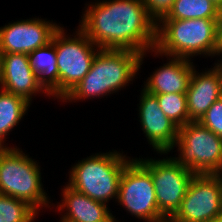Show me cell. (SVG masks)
Returning <instances> with one entry per match:
<instances>
[{"label":"cell","instance_id":"24","mask_svg":"<svg viewBox=\"0 0 222 222\" xmlns=\"http://www.w3.org/2000/svg\"><path fill=\"white\" fill-rule=\"evenodd\" d=\"M219 41L222 51V9H220V17H219Z\"/></svg>","mask_w":222,"mask_h":222},{"label":"cell","instance_id":"4","mask_svg":"<svg viewBox=\"0 0 222 222\" xmlns=\"http://www.w3.org/2000/svg\"><path fill=\"white\" fill-rule=\"evenodd\" d=\"M112 151L92 154L74 164L68 185L104 204L117 199L121 174L132 159L123 152Z\"/></svg>","mask_w":222,"mask_h":222},{"label":"cell","instance_id":"14","mask_svg":"<svg viewBox=\"0 0 222 222\" xmlns=\"http://www.w3.org/2000/svg\"><path fill=\"white\" fill-rule=\"evenodd\" d=\"M0 88L21 96L30 103L38 93L49 96L38 84V77L30 65L29 55L24 53L2 54Z\"/></svg>","mask_w":222,"mask_h":222},{"label":"cell","instance_id":"12","mask_svg":"<svg viewBox=\"0 0 222 222\" xmlns=\"http://www.w3.org/2000/svg\"><path fill=\"white\" fill-rule=\"evenodd\" d=\"M138 105L141 129L154 151L168 154L178 137L179 127L159 107L157 96L142 89Z\"/></svg>","mask_w":222,"mask_h":222},{"label":"cell","instance_id":"5","mask_svg":"<svg viewBox=\"0 0 222 222\" xmlns=\"http://www.w3.org/2000/svg\"><path fill=\"white\" fill-rule=\"evenodd\" d=\"M20 149L14 146L0 150V194L28 202L38 212L50 208L53 204L43 188L39 162Z\"/></svg>","mask_w":222,"mask_h":222},{"label":"cell","instance_id":"22","mask_svg":"<svg viewBox=\"0 0 222 222\" xmlns=\"http://www.w3.org/2000/svg\"><path fill=\"white\" fill-rule=\"evenodd\" d=\"M199 122L222 138V96L208 108Z\"/></svg>","mask_w":222,"mask_h":222},{"label":"cell","instance_id":"26","mask_svg":"<svg viewBox=\"0 0 222 222\" xmlns=\"http://www.w3.org/2000/svg\"><path fill=\"white\" fill-rule=\"evenodd\" d=\"M217 7L222 9V0H211Z\"/></svg>","mask_w":222,"mask_h":222},{"label":"cell","instance_id":"20","mask_svg":"<svg viewBox=\"0 0 222 222\" xmlns=\"http://www.w3.org/2000/svg\"><path fill=\"white\" fill-rule=\"evenodd\" d=\"M37 214L28 202L0 194V222H35Z\"/></svg>","mask_w":222,"mask_h":222},{"label":"cell","instance_id":"8","mask_svg":"<svg viewBox=\"0 0 222 222\" xmlns=\"http://www.w3.org/2000/svg\"><path fill=\"white\" fill-rule=\"evenodd\" d=\"M115 201L144 222H168L159 212L151 173L137 158L125 166Z\"/></svg>","mask_w":222,"mask_h":222},{"label":"cell","instance_id":"15","mask_svg":"<svg viewBox=\"0 0 222 222\" xmlns=\"http://www.w3.org/2000/svg\"><path fill=\"white\" fill-rule=\"evenodd\" d=\"M61 202L57 211L63 213L61 220L66 222H118L107 204L95 201L68 184L62 189ZM63 211V212H61ZM66 211V212H65ZM65 212V213H64Z\"/></svg>","mask_w":222,"mask_h":222},{"label":"cell","instance_id":"18","mask_svg":"<svg viewBox=\"0 0 222 222\" xmlns=\"http://www.w3.org/2000/svg\"><path fill=\"white\" fill-rule=\"evenodd\" d=\"M31 103L25 98L0 88V146L8 147L5 139L10 131L23 119Z\"/></svg>","mask_w":222,"mask_h":222},{"label":"cell","instance_id":"23","mask_svg":"<svg viewBox=\"0 0 222 222\" xmlns=\"http://www.w3.org/2000/svg\"><path fill=\"white\" fill-rule=\"evenodd\" d=\"M149 16L158 23L171 11L175 0H142Z\"/></svg>","mask_w":222,"mask_h":222},{"label":"cell","instance_id":"6","mask_svg":"<svg viewBox=\"0 0 222 222\" xmlns=\"http://www.w3.org/2000/svg\"><path fill=\"white\" fill-rule=\"evenodd\" d=\"M174 147L179 155L173 158L195 174L222 173V138L199 121L179 128Z\"/></svg>","mask_w":222,"mask_h":222},{"label":"cell","instance_id":"21","mask_svg":"<svg viewBox=\"0 0 222 222\" xmlns=\"http://www.w3.org/2000/svg\"><path fill=\"white\" fill-rule=\"evenodd\" d=\"M156 96L164 114L179 128L189 122L186 94L173 93Z\"/></svg>","mask_w":222,"mask_h":222},{"label":"cell","instance_id":"3","mask_svg":"<svg viewBox=\"0 0 222 222\" xmlns=\"http://www.w3.org/2000/svg\"><path fill=\"white\" fill-rule=\"evenodd\" d=\"M151 52L157 57L189 60L198 55L221 57L219 19H161L156 27L155 48Z\"/></svg>","mask_w":222,"mask_h":222},{"label":"cell","instance_id":"25","mask_svg":"<svg viewBox=\"0 0 222 222\" xmlns=\"http://www.w3.org/2000/svg\"><path fill=\"white\" fill-rule=\"evenodd\" d=\"M219 186H220V207L222 215V173H219Z\"/></svg>","mask_w":222,"mask_h":222},{"label":"cell","instance_id":"11","mask_svg":"<svg viewBox=\"0 0 222 222\" xmlns=\"http://www.w3.org/2000/svg\"><path fill=\"white\" fill-rule=\"evenodd\" d=\"M59 28V24L39 17L8 23L0 27V50L2 54L29 55L32 51L51 42Z\"/></svg>","mask_w":222,"mask_h":222},{"label":"cell","instance_id":"10","mask_svg":"<svg viewBox=\"0 0 222 222\" xmlns=\"http://www.w3.org/2000/svg\"><path fill=\"white\" fill-rule=\"evenodd\" d=\"M221 215L219 173L195 174L168 222H211Z\"/></svg>","mask_w":222,"mask_h":222},{"label":"cell","instance_id":"17","mask_svg":"<svg viewBox=\"0 0 222 222\" xmlns=\"http://www.w3.org/2000/svg\"><path fill=\"white\" fill-rule=\"evenodd\" d=\"M30 65L38 77V84L54 99H58V67L54 46V35L51 42L29 54Z\"/></svg>","mask_w":222,"mask_h":222},{"label":"cell","instance_id":"19","mask_svg":"<svg viewBox=\"0 0 222 222\" xmlns=\"http://www.w3.org/2000/svg\"><path fill=\"white\" fill-rule=\"evenodd\" d=\"M220 8L211 0H175L171 11L162 19H219Z\"/></svg>","mask_w":222,"mask_h":222},{"label":"cell","instance_id":"27","mask_svg":"<svg viewBox=\"0 0 222 222\" xmlns=\"http://www.w3.org/2000/svg\"><path fill=\"white\" fill-rule=\"evenodd\" d=\"M211 222H222V215L217 216L214 220H212Z\"/></svg>","mask_w":222,"mask_h":222},{"label":"cell","instance_id":"1","mask_svg":"<svg viewBox=\"0 0 222 222\" xmlns=\"http://www.w3.org/2000/svg\"><path fill=\"white\" fill-rule=\"evenodd\" d=\"M87 5L79 28L100 49L143 54L155 48L157 23L142 0H97Z\"/></svg>","mask_w":222,"mask_h":222},{"label":"cell","instance_id":"28","mask_svg":"<svg viewBox=\"0 0 222 222\" xmlns=\"http://www.w3.org/2000/svg\"><path fill=\"white\" fill-rule=\"evenodd\" d=\"M1 66H2V52L0 50V74H1Z\"/></svg>","mask_w":222,"mask_h":222},{"label":"cell","instance_id":"13","mask_svg":"<svg viewBox=\"0 0 222 222\" xmlns=\"http://www.w3.org/2000/svg\"><path fill=\"white\" fill-rule=\"evenodd\" d=\"M213 68L198 72L195 66L186 99L190 121H200L208 108L222 96V59Z\"/></svg>","mask_w":222,"mask_h":222},{"label":"cell","instance_id":"9","mask_svg":"<svg viewBox=\"0 0 222 222\" xmlns=\"http://www.w3.org/2000/svg\"><path fill=\"white\" fill-rule=\"evenodd\" d=\"M137 160L151 173L159 212L169 220L179 209L195 173L173 157Z\"/></svg>","mask_w":222,"mask_h":222},{"label":"cell","instance_id":"7","mask_svg":"<svg viewBox=\"0 0 222 222\" xmlns=\"http://www.w3.org/2000/svg\"><path fill=\"white\" fill-rule=\"evenodd\" d=\"M66 33L61 26L54 34L60 101L86 76L100 49L79 27L74 36Z\"/></svg>","mask_w":222,"mask_h":222},{"label":"cell","instance_id":"2","mask_svg":"<svg viewBox=\"0 0 222 222\" xmlns=\"http://www.w3.org/2000/svg\"><path fill=\"white\" fill-rule=\"evenodd\" d=\"M146 53L126 49H99L89 72L61 102L96 99L117 93L134 80Z\"/></svg>","mask_w":222,"mask_h":222},{"label":"cell","instance_id":"16","mask_svg":"<svg viewBox=\"0 0 222 222\" xmlns=\"http://www.w3.org/2000/svg\"><path fill=\"white\" fill-rule=\"evenodd\" d=\"M166 57L169 61L160 66L159 69L157 68L144 81L143 89L154 95L186 94L194 68V64L191 62L193 60L171 56Z\"/></svg>","mask_w":222,"mask_h":222}]
</instances>
